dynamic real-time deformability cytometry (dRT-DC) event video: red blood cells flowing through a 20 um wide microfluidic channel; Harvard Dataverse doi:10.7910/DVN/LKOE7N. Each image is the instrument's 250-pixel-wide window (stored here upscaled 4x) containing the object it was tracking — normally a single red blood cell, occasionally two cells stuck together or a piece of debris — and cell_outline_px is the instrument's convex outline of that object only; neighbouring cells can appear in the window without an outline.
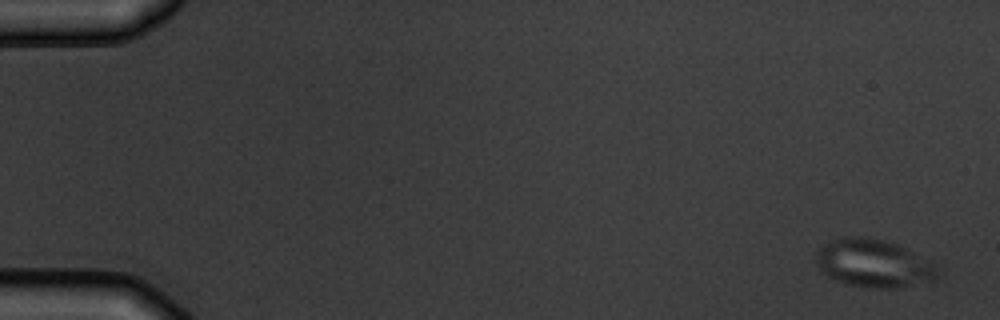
{"species": "common noctule bat (a hibernating species)", "species_latin": "Nyctalus noctula", "temperature_condition": "warm", "stored_images_in_passage": 5, "camera_frame_rate_fps": 3000, "um_per_image_px": 0.085, "animal": {"sex": "male", "body_mass_g": 19.5, "forearm_length_mm": 54.6}, "frame": {"image": 1, "passage_image": 1, "time_ms": 0.0, "image_size_px": [1000, 320], "cell_outline_px": [[940, 272], [936, 280], [896, 288], [864, 288], [848, 284], [836, 280], [820, 272], [816, 264], [816, 252], [828, 240], [840, 236], [864, 236], [884, 240], [896, 244], [904, 248], [932, 264]], "centroid_in_image_um": [74.18, 22.38], "position_along_channel_um": 10.8, "area_um2": 34.04}}